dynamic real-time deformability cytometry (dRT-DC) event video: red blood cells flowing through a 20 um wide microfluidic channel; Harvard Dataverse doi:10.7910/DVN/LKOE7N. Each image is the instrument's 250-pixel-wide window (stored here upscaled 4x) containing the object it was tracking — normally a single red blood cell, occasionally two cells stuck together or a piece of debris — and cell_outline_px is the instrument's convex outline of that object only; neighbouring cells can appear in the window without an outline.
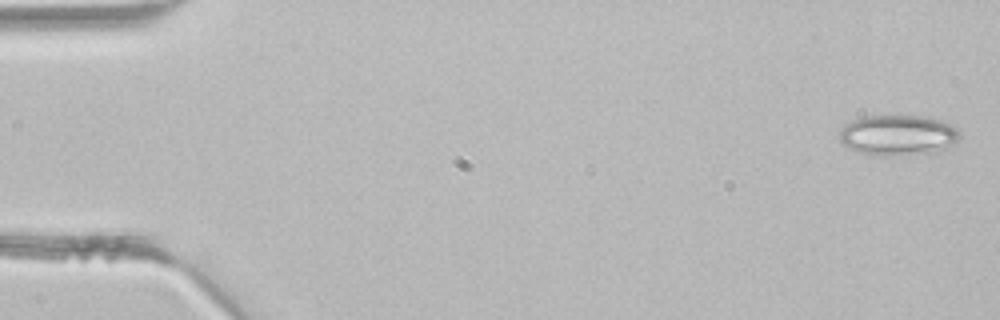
{"species": "common noctule bat (a hibernating species)", "species_latin": "Nyctalus noctula", "temperature_condition": "room temperature", "stored_images_in_passage": 42, "camera_frame_rate_fps": 3000, "um_per_image_px": 0.085, "animal": {"sex": "male", "body_mass_g": 21.5, "forearm_length_mm": 52.0}, "frame": {"image": 1, "passage_image": 1, "time_ms": 0.0, "image_size_px": [1000, 320], "cell_outline_px": [[960, 136], [948, 148], [932, 152], [900, 156], [880, 156], [860, 152], [848, 148], [840, 144], [840, 128], [844, 124], [852, 120], [864, 116], [928, 116], [952, 124], [960, 132]], "centroid_in_image_um": [76.31, 11.49], "position_along_channel_um": 8.7, "area_um2": 28.73}}
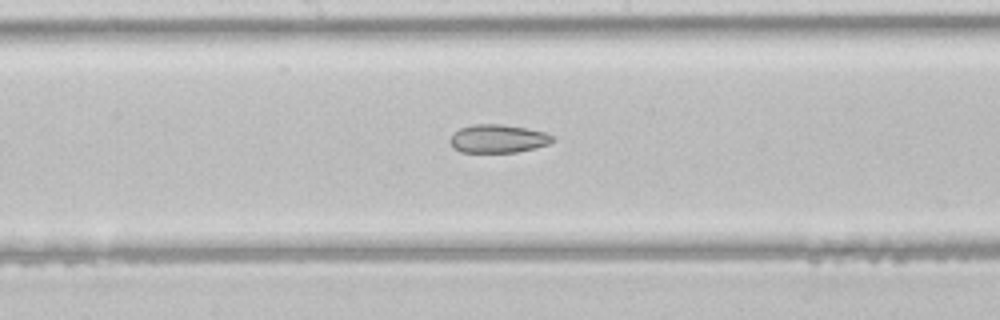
{"frame": {"image": 2, "passage_image": 22, "time_ms": 7.0, "image_size_px": [1000, 320], "cell_outline_px": [[556, 140], [548, 144], [536, 148], [516, 152], [460, 152], [452, 148], [448, 140], [452, 132], [460, 128], [472, 124], [500, 124], [524, 128], [544, 132], [556, 136]], "centroid_in_image_um": [42.3, 11.79], "position_along_channel_um": 205.9, "area_um2": 17.17}}
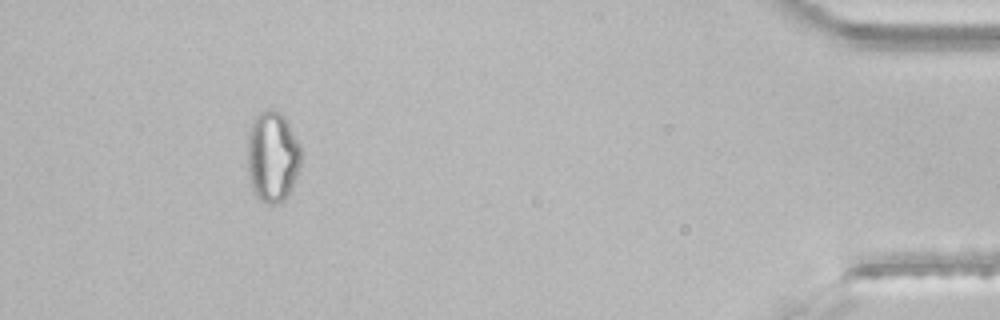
{"frame": {"image": 3, "passage_image": 39, "time_ms": 12.667, "image_size_px": [1000, 320], "cell_outline_px": [[300, 168], [292, 188], [288, 196], [280, 204], [268, 204], [260, 200], [256, 196], [252, 188], [248, 172], [248, 136], [252, 120], [260, 112], [268, 108], [280, 112], [288, 120], [300, 148]], "centroid_in_image_um": [23.16, 13.33], "position_along_channel_um": 412.0, "area_um2": 28.61}}